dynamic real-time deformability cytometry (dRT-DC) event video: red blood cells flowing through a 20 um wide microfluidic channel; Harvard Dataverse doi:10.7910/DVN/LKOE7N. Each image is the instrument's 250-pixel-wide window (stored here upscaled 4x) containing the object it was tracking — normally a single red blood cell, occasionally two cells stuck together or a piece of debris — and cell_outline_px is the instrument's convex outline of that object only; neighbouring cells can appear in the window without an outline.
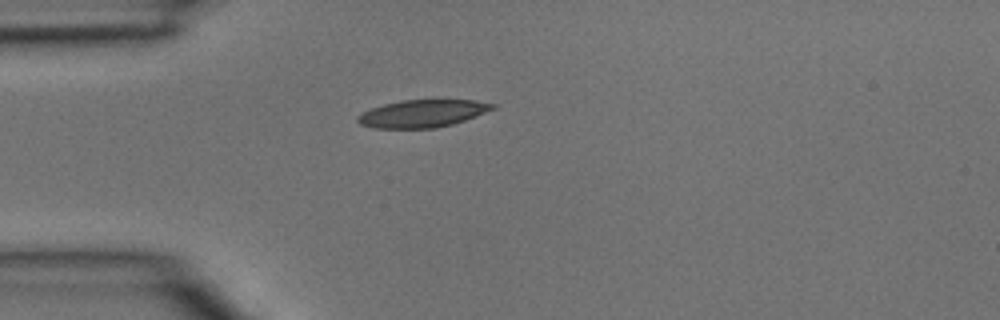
{"species": "common noctule bat (a hibernating species)", "species_latin": "Nyctalus noctula", "temperature_condition": "room temperature", "stored_images_in_passage": 2, "segment_of_instrument_passage": [1, 2], "camera_frame_rate_fps": 3000, "um_per_image_px": 0.085, "animal": {"sex": "male", "body_mass_g": 15.6}, "frame": {"image": 1, "passage_image": 1, "time_ms": 0.0, "image_size_px": [1000, 320], "cell_outline_px": [[496, 108], [464, 120], [452, 124], [436, 128], [376, 128], [360, 124], [356, 120], [356, 116], [372, 108], [384, 104], [404, 100], [476, 100], [496, 104]], "centroid_in_image_um": [35.92, 9.65], "position_along_channel_um": 49.1, "area_um2": 21.44}}